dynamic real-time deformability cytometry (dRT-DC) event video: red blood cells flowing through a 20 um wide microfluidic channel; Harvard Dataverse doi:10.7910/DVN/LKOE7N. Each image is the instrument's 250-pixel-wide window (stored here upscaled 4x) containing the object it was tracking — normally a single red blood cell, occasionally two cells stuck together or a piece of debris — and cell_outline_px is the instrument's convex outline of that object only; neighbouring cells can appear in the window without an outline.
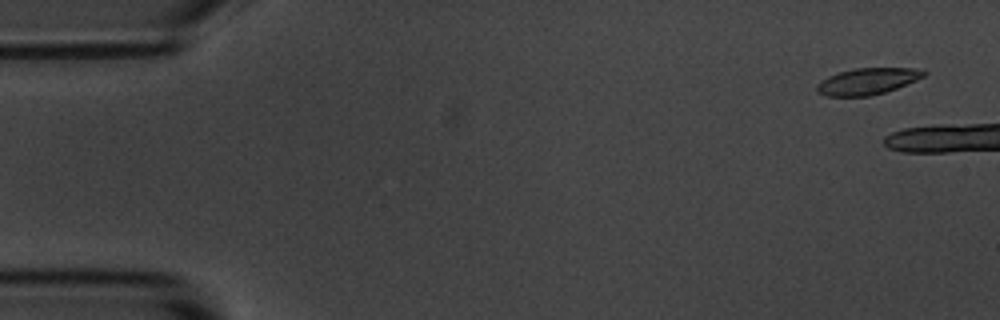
{"species": "common noctule bat (a hibernating species)", "species_latin": "Nyctalus noctula", "temperature_condition": "room temperature", "stored_images_in_passage": 6, "camera_frame_rate_fps": 3000, "um_per_image_px": 0.085, "animal": {"sex": "male", "body_mass_g": 20.1, "forearm_length_mm": 53.5}, "frame": {"image": 1, "passage_image": 1, "time_ms": 0.0, "image_size_px": [1000, 320], "cell_outline_px": [[928, 72], [924, 76], [916, 80], [896, 88], [884, 92], [868, 96], [828, 96], [816, 92], [816, 84], [820, 80], [828, 76], [840, 72], [856, 68], [912, 68]], "centroid_in_image_um": [73.69, 6.91], "position_along_channel_um": 11.3, "area_um2": 16.36}}